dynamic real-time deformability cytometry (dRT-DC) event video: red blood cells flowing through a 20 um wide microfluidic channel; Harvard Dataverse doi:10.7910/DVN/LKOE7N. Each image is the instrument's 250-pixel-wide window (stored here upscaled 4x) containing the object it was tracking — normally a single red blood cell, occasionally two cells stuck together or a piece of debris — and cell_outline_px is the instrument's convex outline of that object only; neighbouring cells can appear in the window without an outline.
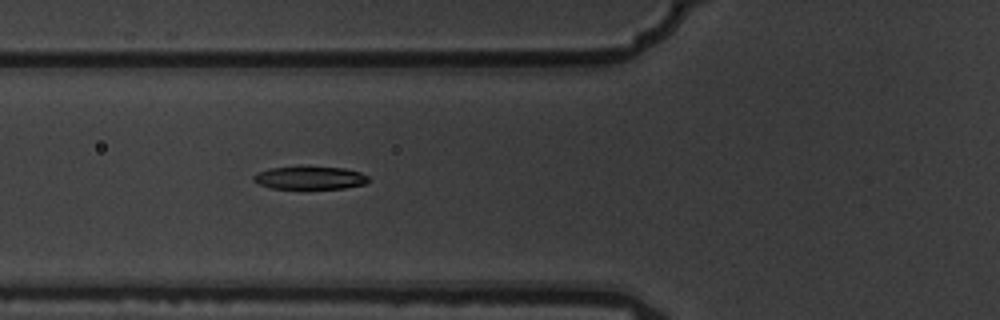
{"species": "common noctule bat (a hibernating species)", "species_latin": "Nyctalus noctula", "temperature_condition": "warm", "stored_images_in_passage": 5, "camera_frame_rate_fps": 3000, "um_per_image_px": 0.085, "animal": {"sex": "male", "body_mass_g": 19.5, "forearm_length_mm": 54.6}, "frame": {"image": 1, "passage_image": 5, "time_ms": 1.333, "image_size_px": [1000, 320], "cell_outline_px": [[368, 180], [364, 184], [344, 188], [272, 188], [260, 184], [252, 180], [252, 176], [256, 172], [268, 168], [300, 164], [344, 168], [360, 172], [368, 176]], "centroid_in_image_um": [26.28, 15.06], "position_along_channel_um": 99.5, "area_um2": 15.95}}